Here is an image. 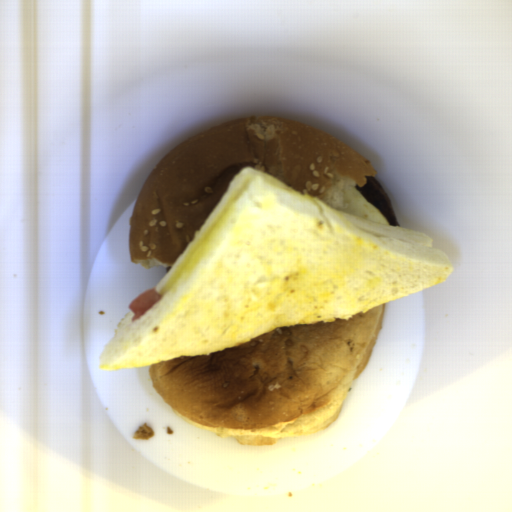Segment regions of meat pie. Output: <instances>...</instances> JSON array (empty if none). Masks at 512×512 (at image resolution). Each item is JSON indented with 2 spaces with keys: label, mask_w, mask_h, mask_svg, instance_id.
<instances>
[{
  "label": "meat pie",
  "mask_w": 512,
  "mask_h": 512,
  "mask_svg": "<svg viewBox=\"0 0 512 512\" xmlns=\"http://www.w3.org/2000/svg\"><path fill=\"white\" fill-rule=\"evenodd\" d=\"M366 202L374 206L386 219L388 226L399 227L398 217L392 207L391 199L383 184L375 177L365 175L362 186L353 185Z\"/></svg>",
  "instance_id": "1"
}]
</instances>
